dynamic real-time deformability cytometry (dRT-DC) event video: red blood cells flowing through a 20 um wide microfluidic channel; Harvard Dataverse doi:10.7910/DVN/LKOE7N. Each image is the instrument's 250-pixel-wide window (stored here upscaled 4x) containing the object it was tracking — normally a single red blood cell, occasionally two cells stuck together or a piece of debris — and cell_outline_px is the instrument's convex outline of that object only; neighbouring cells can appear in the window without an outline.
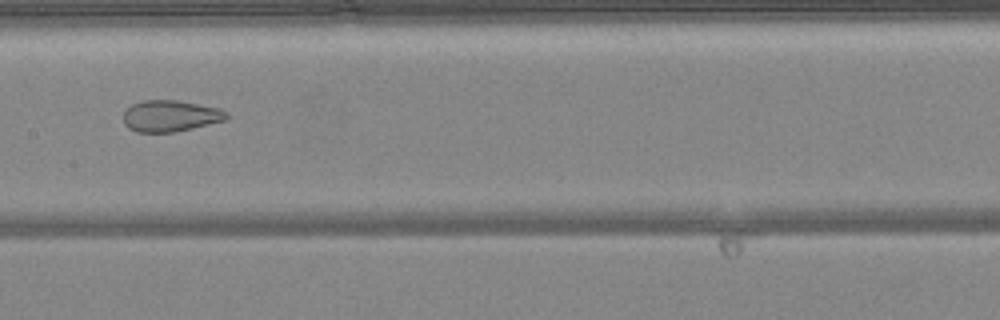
{"species": "common noctule bat (a hibernating species)", "species_latin": "Nyctalus noctula", "temperature_condition": "warm", "stored_images_in_passage": 49, "camera_frame_rate_fps": 3000, "um_per_image_px": 0.085, "animal": {"sex": "female", "body_mass_g": 24.6, "forearm_length_mm": 56.2}, "frame": {"image": 1, "passage_image": 25, "time_ms": 8.0, "image_size_px": [1000, 320], "cell_outline_px": [[228, 116], [224, 120], [176, 132], [136, 132], [128, 128], [124, 124], [124, 112], [132, 104], [144, 100], [176, 100], [220, 108], [228, 112]], "centroid_in_image_um": [14.47, 9.85], "position_along_channel_um": 192.9, "area_um2": 18.79}}
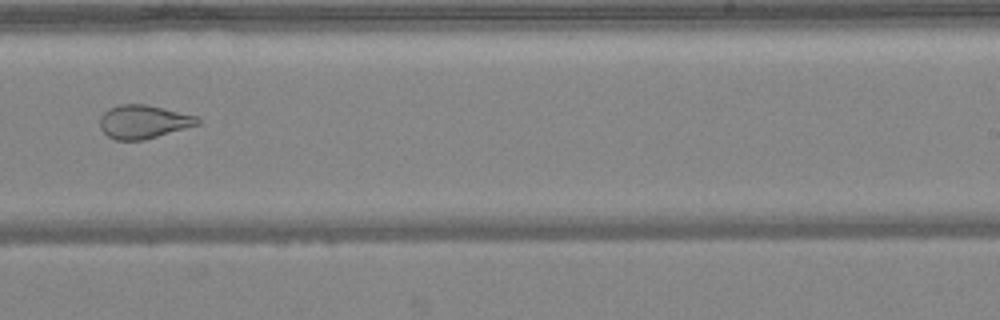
{"frame": {"image": 2, "passage_image": 31, "time_ms": 10.0, "image_size_px": [1000, 320], "cell_outline_px": [[200, 124], [144, 140], [116, 140], [108, 136], [100, 128], [100, 116], [108, 108], [120, 104], [148, 104], [196, 116], [200, 120]], "centroid_in_image_um": [12.18, 10.34], "position_along_channel_um": 276.8, "area_um2": 19.07}}
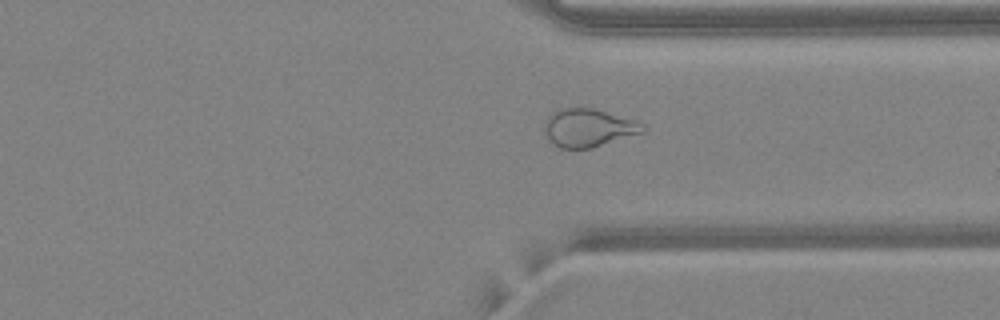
{"frame": {"image": 3, "passage_image": 37, "time_ms": 12.0, "image_size_px": [1000, 320], "cell_outline_px": [[644, 132], [592, 148], [560, 148], [548, 140], [544, 132], [544, 124], [548, 116], [552, 112], [560, 108], [592, 108], [636, 120], [644, 124]], "centroid_in_image_um": [49.99, 10.86], "position_along_channel_um": 361.4, "area_um2": 21.85}, "authors_computed_cell_mechanics": {"area_um2": 25.8366, "velocity_mm_per_s": 4.2182, "shape_relaxation_time_tau1_ms": null, "shape_relaxation_time_tau2_ms": 1.1231, "deformation_change_tau1": null, "deformation_change_tau2": 0.0885}}